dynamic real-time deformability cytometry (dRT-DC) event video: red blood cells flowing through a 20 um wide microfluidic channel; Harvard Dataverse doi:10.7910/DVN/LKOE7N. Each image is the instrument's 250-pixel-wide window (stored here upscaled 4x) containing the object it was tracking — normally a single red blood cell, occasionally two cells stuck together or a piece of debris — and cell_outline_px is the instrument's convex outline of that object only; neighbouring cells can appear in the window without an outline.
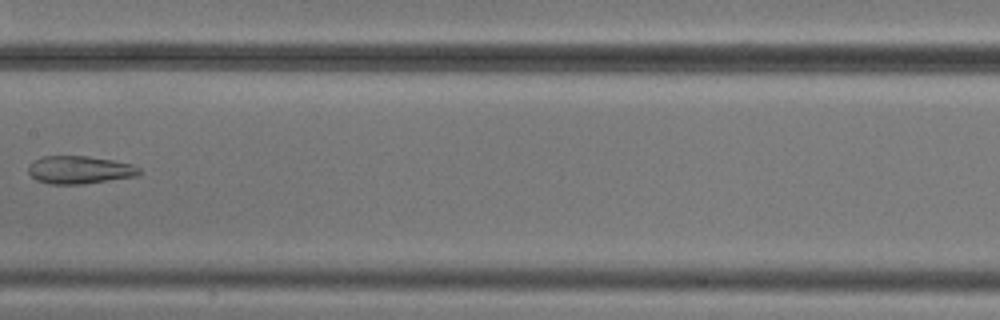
{"species": "common noctule bat (a hibernating species)", "species_latin": "Nyctalus noctula", "temperature_condition": "cold", "stored_images_in_passage": 8, "camera_frame_rate_fps": 3000, "um_per_image_px": 0.085, "animal": {"sex": "male", "body_mass_g": 20.5, "forearm_length_mm": 52.5}, "frame": {"image": 1, "passage_image": 7, "time_ms": 8.0, "image_size_px": [1000, 320], "cell_outline_px": [[140, 172], [136, 176], [84, 184], [48, 184], [36, 180], [28, 172], [28, 164], [44, 156], [88, 156], [112, 160], [132, 164], [140, 168]], "centroid_in_image_um": [6.75, 14.44], "position_along_channel_um": 200.7, "area_um2": 17.98}}
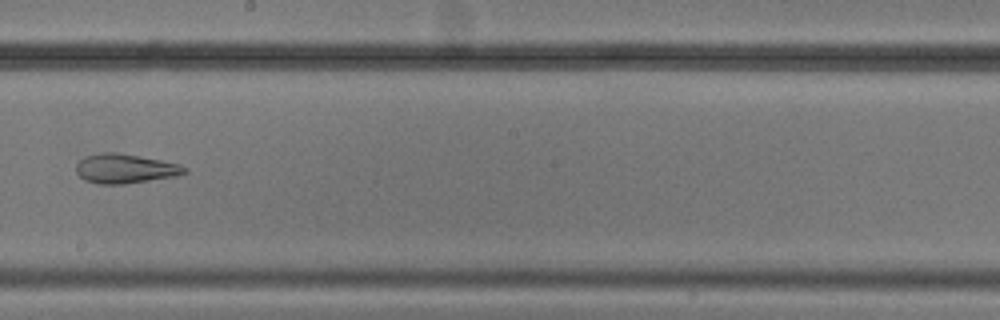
{"frame": {"image": 2, "passage_image": 8, "time_ms": 9.0, "image_size_px": [1000, 320], "cell_outline_px": [[188, 172], [176, 176], [124, 184], [96, 184], [84, 180], [76, 172], [76, 164], [84, 156], [100, 152], [116, 152], [140, 156], [180, 164], [188, 168]], "centroid_in_image_um": [10.62, 14.33], "position_along_channel_um": 237.6, "area_um2": 18.73}}